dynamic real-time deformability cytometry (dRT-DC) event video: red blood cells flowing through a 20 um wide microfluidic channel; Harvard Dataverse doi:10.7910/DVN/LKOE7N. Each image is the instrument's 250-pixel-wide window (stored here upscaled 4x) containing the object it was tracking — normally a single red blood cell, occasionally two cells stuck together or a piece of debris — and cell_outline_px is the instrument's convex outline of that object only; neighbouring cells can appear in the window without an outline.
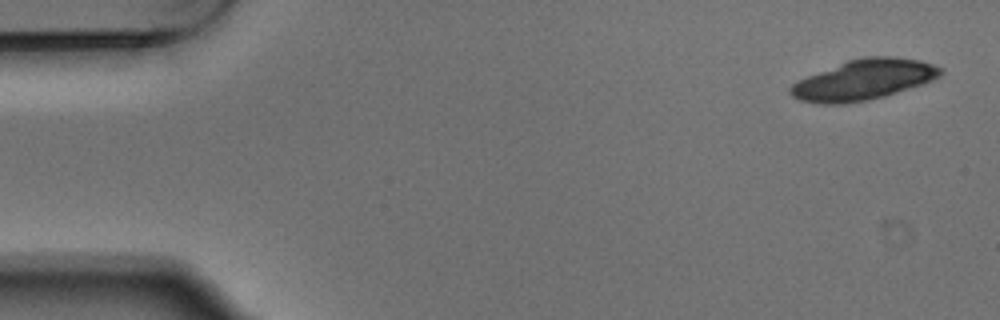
{"species": "Egyptian fruit bat (a non-hibernating species)", "species_latin": "Rousettus aegyptiacus", "temperature_condition": "warm", "stored_images_in_passage": 9, "camera_frame_rate_fps": 3000, "um_per_image_px": 0.085, "animal": {"sex": "male"}, "frame": {"image": 1, "passage_image": 1, "time_ms": 0.0, "image_size_px": [1000, 320], "cell_outline_px": [[944, 72], [940, 76], [932, 80], [884, 96], [868, 100], [840, 104], [820, 104], [800, 100], [792, 96], [788, 92], [788, 88], [796, 80], [848, 60], [864, 56], [896, 56], [920, 60], [944, 68]], "centroid_in_image_um": [73.39, 6.77], "position_along_channel_um": 11.6, "area_um2": 35.32}}
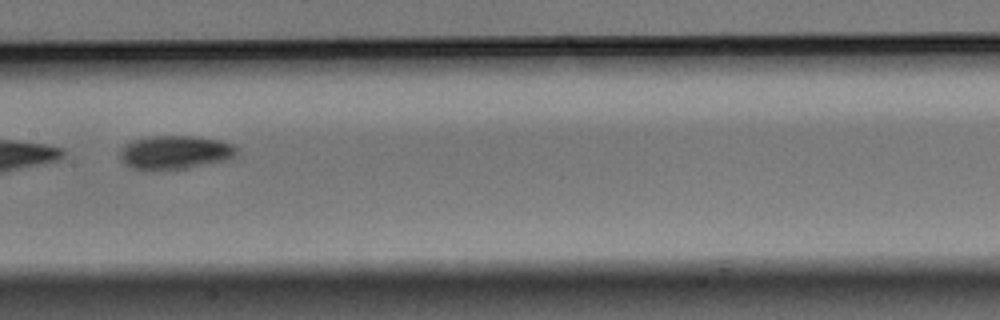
{"frame": {"image": 2, "passage_image": 8, "time_ms": 2.333, "image_size_px": [1000, 320], "cell_outline_px": [[236, 156], [232, 160], [188, 168], [156, 172], [144, 172], [132, 168], [124, 164], [120, 160], [120, 152], [124, 144], [132, 140], [148, 136], [196, 136], [220, 140], [236, 144]], "centroid_in_image_um": [14.87, 12.99], "position_along_channel_um": 192.5, "area_um2": 23.99}}
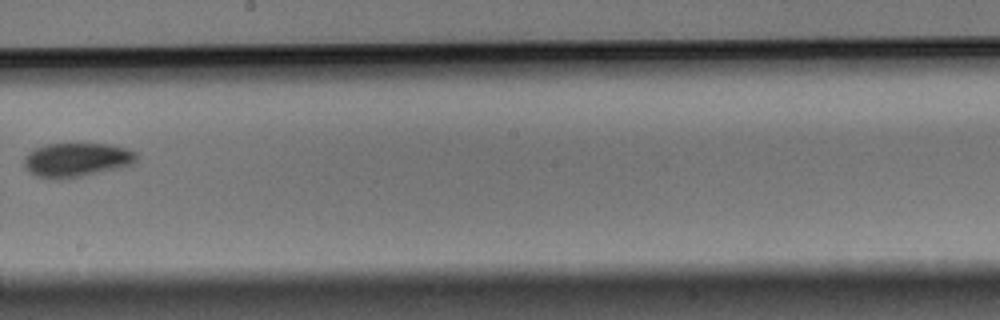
{"frame": {"image": 3, "passage_image": 9, "time_ms": 2.667, "image_size_px": [1000, 320], "cell_outline_px": [[136, 160], [132, 164], [116, 168], [80, 176], [60, 180], [52, 180], [36, 176], [28, 172], [24, 168], [24, 156], [28, 152], [36, 148], [48, 144], [108, 144], [128, 148], [136, 152]], "centroid_in_image_um": [6.45, 13.59], "position_along_channel_um": 241.7, "area_um2": 22.31}}